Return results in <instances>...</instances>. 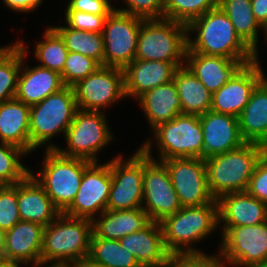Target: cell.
<instances>
[{"label": "cell", "instance_id": "11", "mask_svg": "<svg viewBox=\"0 0 267 267\" xmlns=\"http://www.w3.org/2000/svg\"><path fill=\"white\" fill-rule=\"evenodd\" d=\"M159 159L198 157L203 159V131L199 115L181 114L153 130Z\"/></svg>", "mask_w": 267, "mask_h": 267}, {"label": "cell", "instance_id": "31", "mask_svg": "<svg viewBox=\"0 0 267 267\" xmlns=\"http://www.w3.org/2000/svg\"><path fill=\"white\" fill-rule=\"evenodd\" d=\"M217 6L228 16L238 36L254 51L255 60L259 59V29L251 0H218Z\"/></svg>", "mask_w": 267, "mask_h": 267}, {"label": "cell", "instance_id": "42", "mask_svg": "<svg viewBox=\"0 0 267 267\" xmlns=\"http://www.w3.org/2000/svg\"><path fill=\"white\" fill-rule=\"evenodd\" d=\"M246 192L267 205V151L256 163Z\"/></svg>", "mask_w": 267, "mask_h": 267}, {"label": "cell", "instance_id": "32", "mask_svg": "<svg viewBox=\"0 0 267 267\" xmlns=\"http://www.w3.org/2000/svg\"><path fill=\"white\" fill-rule=\"evenodd\" d=\"M87 259L102 267H140L134 255L122 247L118 240L99 238L94 233Z\"/></svg>", "mask_w": 267, "mask_h": 267}, {"label": "cell", "instance_id": "24", "mask_svg": "<svg viewBox=\"0 0 267 267\" xmlns=\"http://www.w3.org/2000/svg\"><path fill=\"white\" fill-rule=\"evenodd\" d=\"M173 62L134 59L124 69L126 97L138 99L145 92L173 80Z\"/></svg>", "mask_w": 267, "mask_h": 267}, {"label": "cell", "instance_id": "10", "mask_svg": "<svg viewBox=\"0 0 267 267\" xmlns=\"http://www.w3.org/2000/svg\"><path fill=\"white\" fill-rule=\"evenodd\" d=\"M220 229L222 243L218 256L224 267L227 264L232 267H255L267 260V221L252 226Z\"/></svg>", "mask_w": 267, "mask_h": 267}, {"label": "cell", "instance_id": "2", "mask_svg": "<svg viewBox=\"0 0 267 267\" xmlns=\"http://www.w3.org/2000/svg\"><path fill=\"white\" fill-rule=\"evenodd\" d=\"M188 50L234 60H255L254 51L238 36L228 16L216 6L188 26ZM196 32L192 39L190 33Z\"/></svg>", "mask_w": 267, "mask_h": 267}, {"label": "cell", "instance_id": "33", "mask_svg": "<svg viewBox=\"0 0 267 267\" xmlns=\"http://www.w3.org/2000/svg\"><path fill=\"white\" fill-rule=\"evenodd\" d=\"M63 38L68 51L80 53L103 66L104 41L99 32L75 30L68 26H52Z\"/></svg>", "mask_w": 267, "mask_h": 267}, {"label": "cell", "instance_id": "17", "mask_svg": "<svg viewBox=\"0 0 267 267\" xmlns=\"http://www.w3.org/2000/svg\"><path fill=\"white\" fill-rule=\"evenodd\" d=\"M260 61L246 64L231 80L212 94L211 110L238 117L252 91L266 77Z\"/></svg>", "mask_w": 267, "mask_h": 267}, {"label": "cell", "instance_id": "21", "mask_svg": "<svg viewBox=\"0 0 267 267\" xmlns=\"http://www.w3.org/2000/svg\"><path fill=\"white\" fill-rule=\"evenodd\" d=\"M255 60H234L222 56L186 53L185 65L213 94L231 80L246 64Z\"/></svg>", "mask_w": 267, "mask_h": 267}, {"label": "cell", "instance_id": "16", "mask_svg": "<svg viewBox=\"0 0 267 267\" xmlns=\"http://www.w3.org/2000/svg\"><path fill=\"white\" fill-rule=\"evenodd\" d=\"M92 162L83 173L81 184L72 204L63 214L73 218L94 220L107 210L112 184L111 160L104 164Z\"/></svg>", "mask_w": 267, "mask_h": 267}, {"label": "cell", "instance_id": "4", "mask_svg": "<svg viewBox=\"0 0 267 267\" xmlns=\"http://www.w3.org/2000/svg\"><path fill=\"white\" fill-rule=\"evenodd\" d=\"M267 149L245 142L237 149L205 159L208 187L218 200L227 193L246 192L258 160Z\"/></svg>", "mask_w": 267, "mask_h": 267}, {"label": "cell", "instance_id": "49", "mask_svg": "<svg viewBox=\"0 0 267 267\" xmlns=\"http://www.w3.org/2000/svg\"><path fill=\"white\" fill-rule=\"evenodd\" d=\"M15 43L13 44H10V45H5V46H1L0 47V58L14 45Z\"/></svg>", "mask_w": 267, "mask_h": 267}, {"label": "cell", "instance_id": "20", "mask_svg": "<svg viewBox=\"0 0 267 267\" xmlns=\"http://www.w3.org/2000/svg\"><path fill=\"white\" fill-rule=\"evenodd\" d=\"M22 48V64L18 76L17 92L15 98L26 105L32 106L43 101L49 95L58 92L64 87L58 72L40 65L25 66V56L28 55L26 43L16 41ZM24 65V66H23Z\"/></svg>", "mask_w": 267, "mask_h": 267}, {"label": "cell", "instance_id": "47", "mask_svg": "<svg viewBox=\"0 0 267 267\" xmlns=\"http://www.w3.org/2000/svg\"><path fill=\"white\" fill-rule=\"evenodd\" d=\"M67 267H102V266L93 264L88 259H85V260H81L75 263H71L67 265Z\"/></svg>", "mask_w": 267, "mask_h": 267}, {"label": "cell", "instance_id": "50", "mask_svg": "<svg viewBox=\"0 0 267 267\" xmlns=\"http://www.w3.org/2000/svg\"><path fill=\"white\" fill-rule=\"evenodd\" d=\"M44 266V264L40 263V264H36L33 267H42ZM46 267V266H45ZM47 267H67V265H55V264H47Z\"/></svg>", "mask_w": 267, "mask_h": 267}, {"label": "cell", "instance_id": "12", "mask_svg": "<svg viewBox=\"0 0 267 267\" xmlns=\"http://www.w3.org/2000/svg\"><path fill=\"white\" fill-rule=\"evenodd\" d=\"M144 19L114 9L106 18L102 32L103 66L124 69L134 59L141 23Z\"/></svg>", "mask_w": 267, "mask_h": 267}, {"label": "cell", "instance_id": "1", "mask_svg": "<svg viewBox=\"0 0 267 267\" xmlns=\"http://www.w3.org/2000/svg\"><path fill=\"white\" fill-rule=\"evenodd\" d=\"M160 225L165 248L171 256L205 255L193 245L220 228L218 201L182 207L160 221Z\"/></svg>", "mask_w": 267, "mask_h": 267}, {"label": "cell", "instance_id": "46", "mask_svg": "<svg viewBox=\"0 0 267 267\" xmlns=\"http://www.w3.org/2000/svg\"><path fill=\"white\" fill-rule=\"evenodd\" d=\"M251 4L256 21L264 29L267 25V0H251Z\"/></svg>", "mask_w": 267, "mask_h": 267}, {"label": "cell", "instance_id": "9", "mask_svg": "<svg viewBox=\"0 0 267 267\" xmlns=\"http://www.w3.org/2000/svg\"><path fill=\"white\" fill-rule=\"evenodd\" d=\"M64 138L67 149L56 148L61 155L99 162L97 155L113 141V133L105 112L77 110Z\"/></svg>", "mask_w": 267, "mask_h": 267}, {"label": "cell", "instance_id": "36", "mask_svg": "<svg viewBox=\"0 0 267 267\" xmlns=\"http://www.w3.org/2000/svg\"><path fill=\"white\" fill-rule=\"evenodd\" d=\"M216 6V0H164V19L188 26Z\"/></svg>", "mask_w": 267, "mask_h": 267}, {"label": "cell", "instance_id": "14", "mask_svg": "<svg viewBox=\"0 0 267 267\" xmlns=\"http://www.w3.org/2000/svg\"><path fill=\"white\" fill-rule=\"evenodd\" d=\"M117 156L111 159L112 184L107 210L142 208L143 150L139 147L126 161L122 155Z\"/></svg>", "mask_w": 267, "mask_h": 267}, {"label": "cell", "instance_id": "27", "mask_svg": "<svg viewBox=\"0 0 267 267\" xmlns=\"http://www.w3.org/2000/svg\"><path fill=\"white\" fill-rule=\"evenodd\" d=\"M98 216L92 221L93 233L99 238L108 240H119L143 230L152 222L143 208L105 210Z\"/></svg>", "mask_w": 267, "mask_h": 267}, {"label": "cell", "instance_id": "22", "mask_svg": "<svg viewBox=\"0 0 267 267\" xmlns=\"http://www.w3.org/2000/svg\"><path fill=\"white\" fill-rule=\"evenodd\" d=\"M118 241L134 255L140 267H166L172 257L165 248L160 222L152 221L143 230Z\"/></svg>", "mask_w": 267, "mask_h": 267}, {"label": "cell", "instance_id": "23", "mask_svg": "<svg viewBox=\"0 0 267 267\" xmlns=\"http://www.w3.org/2000/svg\"><path fill=\"white\" fill-rule=\"evenodd\" d=\"M17 204L20 221L36 222L44 227L61 214L31 173L17 182Z\"/></svg>", "mask_w": 267, "mask_h": 267}, {"label": "cell", "instance_id": "35", "mask_svg": "<svg viewBox=\"0 0 267 267\" xmlns=\"http://www.w3.org/2000/svg\"><path fill=\"white\" fill-rule=\"evenodd\" d=\"M22 64V48L15 44L0 58V103L14 99Z\"/></svg>", "mask_w": 267, "mask_h": 267}, {"label": "cell", "instance_id": "13", "mask_svg": "<svg viewBox=\"0 0 267 267\" xmlns=\"http://www.w3.org/2000/svg\"><path fill=\"white\" fill-rule=\"evenodd\" d=\"M72 87L78 110L103 112L126 98L124 72L116 67L100 66Z\"/></svg>", "mask_w": 267, "mask_h": 267}, {"label": "cell", "instance_id": "19", "mask_svg": "<svg viewBox=\"0 0 267 267\" xmlns=\"http://www.w3.org/2000/svg\"><path fill=\"white\" fill-rule=\"evenodd\" d=\"M203 131V160L242 146L238 117L209 110L199 115Z\"/></svg>", "mask_w": 267, "mask_h": 267}, {"label": "cell", "instance_id": "53", "mask_svg": "<svg viewBox=\"0 0 267 267\" xmlns=\"http://www.w3.org/2000/svg\"><path fill=\"white\" fill-rule=\"evenodd\" d=\"M0 256H2L1 255V237H0Z\"/></svg>", "mask_w": 267, "mask_h": 267}, {"label": "cell", "instance_id": "26", "mask_svg": "<svg viewBox=\"0 0 267 267\" xmlns=\"http://www.w3.org/2000/svg\"><path fill=\"white\" fill-rule=\"evenodd\" d=\"M238 122L245 142L257 143L267 149V76L252 91Z\"/></svg>", "mask_w": 267, "mask_h": 267}, {"label": "cell", "instance_id": "29", "mask_svg": "<svg viewBox=\"0 0 267 267\" xmlns=\"http://www.w3.org/2000/svg\"><path fill=\"white\" fill-rule=\"evenodd\" d=\"M30 106L16 98L0 103V141L30 154Z\"/></svg>", "mask_w": 267, "mask_h": 267}, {"label": "cell", "instance_id": "34", "mask_svg": "<svg viewBox=\"0 0 267 267\" xmlns=\"http://www.w3.org/2000/svg\"><path fill=\"white\" fill-rule=\"evenodd\" d=\"M44 32V39L35 44L34 57L40 66L61 74L69 51L63 38L52 26Z\"/></svg>", "mask_w": 267, "mask_h": 267}, {"label": "cell", "instance_id": "44", "mask_svg": "<svg viewBox=\"0 0 267 267\" xmlns=\"http://www.w3.org/2000/svg\"><path fill=\"white\" fill-rule=\"evenodd\" d=\"M110 0H70L65 11H81L94 15H109L116 7Z\"/></svg>", "mask_w": 267, "mask_h": 267}, {"label": "cell", "instance_id": "3", "mask_svg": "<svg viewBox=\"0 0 267 267\" xmlns=\"http://www.w3.org/2000/svg\"><path fill=\"white\" fill-rule=\"evenodd\" d=\"M92 233V220L61 213L44 227L41 263L69 265L87 259Z\"/></svg>", "mask_w": 267, "mask_h": 267}, {"label": "cell", "instance_id": "41", "mask_svg": "<svg viewBox=\"0 0 267 267\" xmlns=\"http://www.w3.org/2000/svg\"><path fill=\"white\" fill-rule=\"evenodd\" d=\"M65 22L69 28L86 32L102 33L108 15H94L81 11H64Z\"/></svg>", "mask_w": 267, "mask_h": 267}, {"label": "cell", "instance_id": "25", "mask_svg": "<svg viewBox=\"0 0 267 267\" xmlns=\"http://www.w3.org/2000/svg\"><path fill=\"white\" fill-rule=\"evenodd\" d=\"M217 201L222 227L252 226L267 221V205L247 192L227 193Z\"/></svg>", "mask_w": 267, "mask_h": 267}, {"label": "cell", "instance_id": "39", "mask_svg": "<svg viewBox=\"0 0 267 267\" xmlns=\"http://www.w3.org/2000/svg\"><path fill=\"white\" fill-rule=\"evenodd\" d=\"M20 221L17 204V183L0 189V236Z\"/></svg>", "mask_w": 267, "mask_h": 267}, {"label": "cell", "instance_id": "37", "mask_svg": "<svg viewBox=\"0 0 267 267\" xmlns=\"http://www.w3.org/2000/svg\"><path fill=\"white\" fill-rule=\"evenodd\" d=\"M26 155L21 148L0 142V182L3 185H14L31 172L20 162Z\"/></svg>", "mask_w": 267, "mask_h": 267}, {"label": "cell", "instance_id": "43", "mask_svg": "<svg viewBox=\"0 0 267 267\" xmlns=\"http://www.w3.org/2000/svg\"><path fill=\"white\" fill-rule=\"evenodd\" d=\"M166 267H224L216 255L172 256Z\"/></svg>", "mask_w": 267, "mask_h": 267}, {"label": "cell", "instance_id": "54", "mask_svg": "<svg viewBox=\"0 0 267 267\" xmlns=\"http://www.w3.org/2000/svg\"><path fill=\"white\" fill-rule=\"evenodd\" d=\"M4 185L0 182V189L3 187Z\"/></svg>", "mask_w": 267, "mask_h": 267}, {"label": "cell", "instance_id": "6", "mask_svg": "<svg viewBox=\"0 0 267 267\" xmlns=\"http://www.w3.org/2000/svg\"><path fill=\"white\" fill-rule=\"evenodd\" d=\"M187 50V25L164 18L142 21L135 59L173 62L182 67Z\"/></svg>", "mask_w": 267, "mask_h": 267}, {"label": "cell", "instance_id": "18", "mask_svg": "<svg viewBox=\"0 0 267 267\" xmlns=\"http://www.w3.org/2000/svg\"><path fill=\"white\" fill-rule=\"evenodd\" d=\"M44 226L30 221H19L1 237L2 260L31 266L41 263Z\"/></svg>", "mask_w": 267, "mask_h": 267}, {"label": "cell", "instance_id": "28", "mask_svg": "<svg viewBox=\"0 0 267 267\" xmlns=\"http://www.w3.org/2000/svg\"><path fill=\"white\" fill-rule=\"evenodd\" d=\"M137 101L153 130L181 115V100L174 80L145 92Z\"/></svg>", "mask_w": 267, "mask_h": 267}, {"label": "cell", "instance_id": "15", "mask_svg": "<svg viewBox=\"0 0 267 267\" xmlns=\"http://www.w3.org/2000/svg\"><path fill=\"white\" fill-rule=\"evenodd\" d=\"M160 162L168 171L182 207L202 206L215 200L209 191L206 164L202 158H170Z\"/></svg>", "mask_w": 267, "mask_h": 267}, {"label": "cell", "instance_id": "51", "mask_svg": "<svg viewBox=\"0 0 267 267\" xmlns=\"http://www.w3.org/2000/svg\"><path fill=\"white\" fill-rule=\"evenodd\" d=\"M263 32H264L263 35H265V39H264V40H265L266 43H267V25L264 27Z\"/></svg>", "mask_w": 267, "mask_h": 267}, {"label": "cell", "instance_id": "40", "mask_svg": "<svg viewBox=\"0 0 267 267\" xmlns=\"http://www.w3.org/2000/svg\"><path fill=\"white\" fill-rule=\"evenodd\" d=\"M127 8L116 10L144 20L164 18V0H123Z\"/></svg>", "mask_w": 267, "mask_h": 267}, {"label": "cell", "instance_id": "52", "mask_svg": "<svg viewBox=\"0 0 267 267\" xmlns=\"http://www.w3.org/2000/svg\"><path fill=\"white\" fill-rule=\"evenodd\" d=\"M255 267H267V260L261 264L256 265Z\"/></svg>", "mask_w": 267, "mask_h": 267}, {"label": "cell", "instance_id": "48", "mask_svg": "<svg viewBox=\"0 0 267 267\" xmlns=\"http://www.w3.org/2000/svg\"><path fill=\"white\" fill-rule=\"evenodd\" d=\"M21 264L27 267V265L23 263L0 260V267H22Z\"/></svg>", "mask_w": 267, "mask_h": 267}, {"label": "cell", "instance_id": "7", "mask_svg": "<svg viewBox=\"0 0 267 267\" xmlns=\"http://www.w3.org/2000/svg\"><path fill=\"white\" fill-rule=\"evenodd\" d=\"M43 167L37 175L30 172L43 186L54 206L63 213L79 190L89 160L61 155L56 149H45Z\"/></svg>", "mask_w": 267, "mask_h": 267}, {"label": "cell", "instance_id": "45", "mask_svg": "<svg viewBox=\"0 0 267 267\" xmlns=\"http://www.w3.org/2000/svg\"><path fill=\"white\" fill-rule=\"evenodd\" d=\"M5 6L11 11H17L18 13H28L37 9L43 0H2Z\"/></svg>", "mask_w": 267, "mask_h": 267}, {"label": "cell", "instance_id": "5", "mask_svg": "<svg viewBox=\"0 0 267 267\" xmlns=\"http://www.w3.org/2000/svg\"><path fill=\"white\" fill-rule=\"evenodd\" d=\"M73 87L64 86L43 101L30 106L29 133L30 153L46 146V150L56 149L51 139L64 134L77 111ZM51 142V143H50Z\"/></svg>", "mask_w": 267, "mask_h": 267}, {"label": "cell", "instance_id": "30", "mask_svg": "<svg viewBox=\"0 0 267 267\" xmlns=\"http://www.w3.org/2000/svg\"><path fill=\"white\" fill-rule=\"evenodd\" d=\"M173 80L181 100V113L202 115L211 110L212 93L186 66L178 67Z\"/></svg>", "mask_w": 267, "mask_h": 267}, {"label": "cell", "instance_id": "8", "mask_svg": "<svg viewBox=\"0 0 267 267\" xmlns=\"http://www.w3.org/2000/svg\"><path fill=\"white\" fill-rule=\"evenodd\" d=\"M152 140L141 144L143 150V204L150 219L160 222L182 208L166 167L152 155Z\"/></svg>", "mask_w": 267, "mask_h": 267}, {"label": "cell", "instance_id": "38", "mask_svg": "<svg viewBox=\"0 0 267 267\" xmlns=\"http://www.w3.org/2000/svg\"><path fill=\"white\" fill-rule=\"evenodd\" d=\"M101 65L94 59L80 53L69 51L62 73L64 86H73L79 80L95 72Z\"/></svg>", "mask_w": 267, "mask_h": 267}]
</instances>
